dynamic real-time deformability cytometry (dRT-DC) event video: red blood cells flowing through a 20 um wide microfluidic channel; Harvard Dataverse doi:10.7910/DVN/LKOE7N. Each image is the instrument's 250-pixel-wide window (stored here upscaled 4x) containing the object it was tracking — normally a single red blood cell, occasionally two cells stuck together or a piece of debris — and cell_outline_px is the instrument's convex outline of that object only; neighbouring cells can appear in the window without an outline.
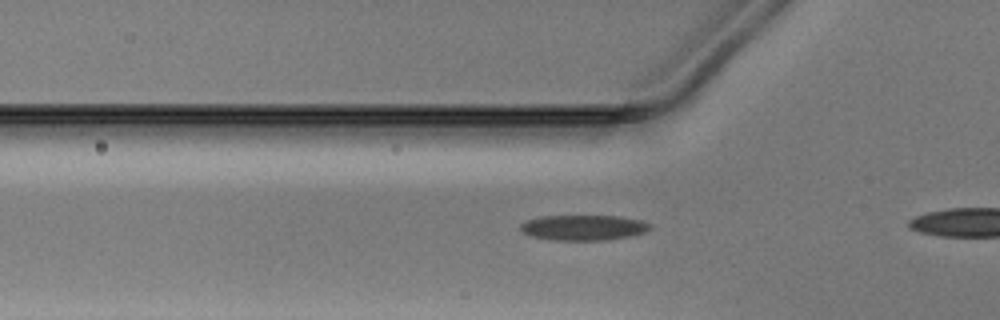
{"species": "Egyptian fruit bat (a non-hibernating species)", "species_latin": "Rousettus aegyptiacus", "temperature_condition": "warm", "stored_images_in_passage": 27, "camera_frame_rate_fps": 3000, "um_per_image_px": 0.085, "animal": {"sex": "male"}, "frame": {"image": 1, "passage_image": 3, "time_ms": 0.667, "image_size_px": [1000, 320], "cell_outline_px": [[652, 228], [644, 232], [632, 236], [604, 240], [552, 240], [532, 236], [524, 232], [520, 228], [520, 224], [528, 220], [540, 216], [620, 216], [640, 220], [648, 224]], "centroid_in_image_um": [49.6, 19.34], "position_along_channel_um": 76.2, "area_um2": 19.02}}
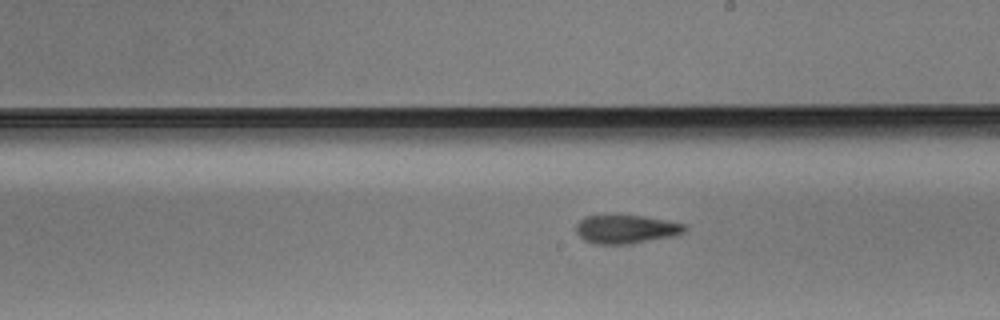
{"frame": {"image": 2, "passage_image": 15, "time_ms": 4.667, "image_size_px": [1000, 320], "cell_outline_px": [[688, 228], [684, 232], [672, 236], [632, 244], [592, 244], [584, 240], [576, 232], [576, 224], [584, 216], [604, 212], [616, 212], [644, 216], [688, 224]], "centroid_in_image_um": [53.17, 19.42], "position_along_channel_um": 235.8, "area_um2": 19.19}}
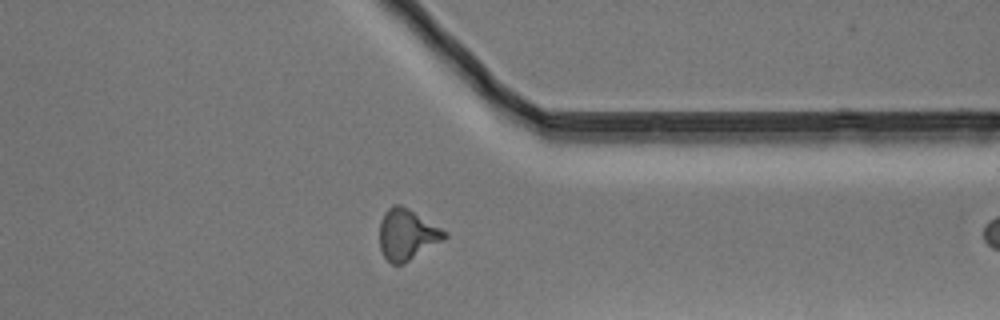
{"frame": {"image": 3, "passage_image": 26, "time_ms": 8.333, "image_size_px": [1000, 320], "cell_outline_px": [[448, 236], [444, 240], [404, 264], [392, 264], [384, 256], [380, 248], [380, 220], [384, 212], [392, 204], [400, 204], [408, 208], [448, 232]], "centroid_in_image_um": [34.6, 19.93], "position_along_channel_um": 376.8, "area_um2": 19.36}}